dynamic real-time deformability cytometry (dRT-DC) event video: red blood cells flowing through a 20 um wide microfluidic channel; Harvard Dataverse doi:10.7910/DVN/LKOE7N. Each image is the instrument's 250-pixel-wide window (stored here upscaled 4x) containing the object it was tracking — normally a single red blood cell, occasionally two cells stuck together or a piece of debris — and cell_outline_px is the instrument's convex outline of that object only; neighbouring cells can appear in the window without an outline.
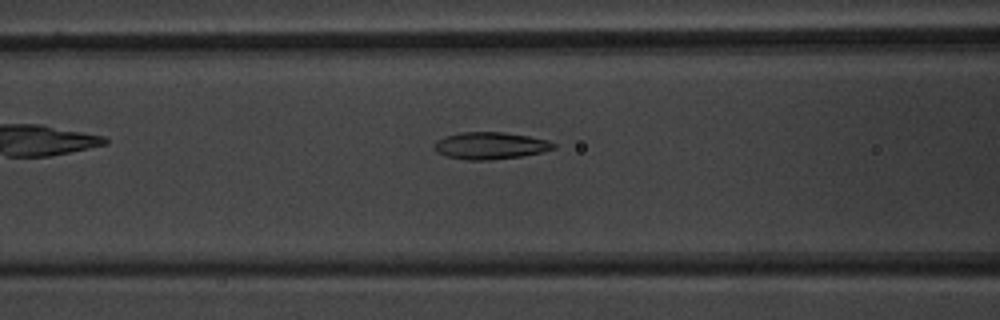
{"species": "common noctule bat (a hibernating species)", "species_latin": "Nyctalus noctula", "temperature_condition": "warm", "stored_images_in_passage": 35, "camera_frame_rate_fps": 3000, "um_per_image_px": 0.085, "animal": {"sex": "male", "body_mass_g": 20.1, "forearm_length_mm": 53.5}, "frame": {"image": 1, "passage_image": 5, "time_ms": 1.333, "image_size_px": [1000, 320], "cell_outline_px": [[556, 148], [540, 152], [520, 156], [488, 160], [468, 160], [448, 156], [436, 152], [432, 148], [432, 144], [436, 140], [444, 136], [460, 132], [504, 132], [528, 136], [548, 140], [556, 144]], "centroid_in_image_um": [41.62, 12.37], "position_along_channel_um": 125.0, "area_um2": 18.84}}
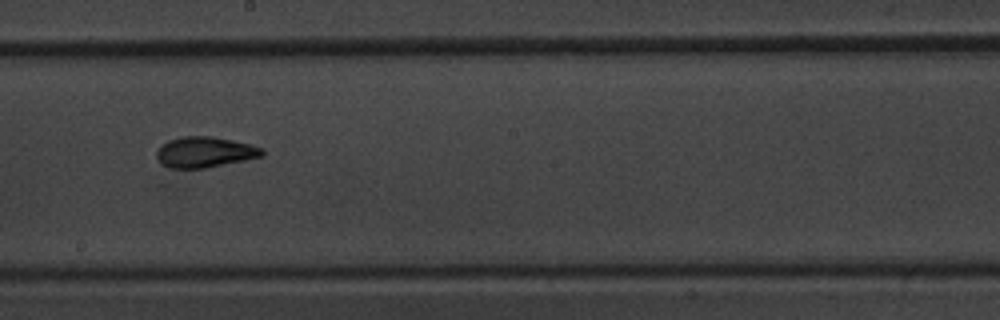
{"frame": {"image": 2, "passage_image": 13, "time_ms": 4.0, "image_size_px": [1000, 320], "cell_outline_px": [[264, 156], [204, 168], [172, 168], [160, 164], [156, 156], [156, 152], [168, 140], [180, 136], [212, 136], [232, 140], [264, 148]], "centroid_in_image_um": [17.4, 12.92], "position_along_channel_um": 230.8, "area_um2": 18.79}}
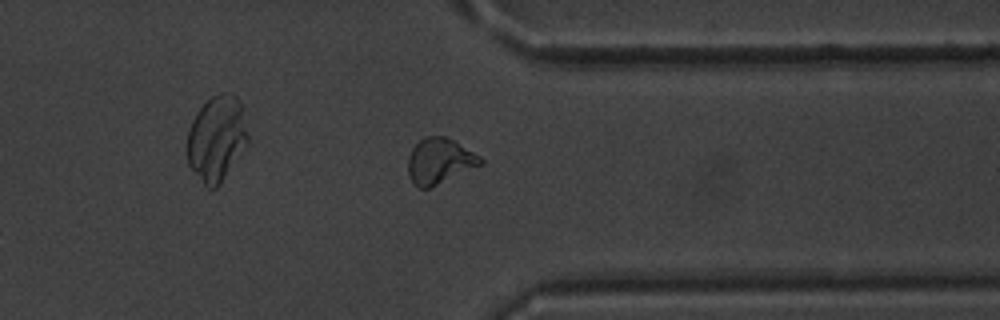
{"frame": {"image": 3, "passage_image": 24, "time_ms": 7.667, "image_size_px": [1000, 320], "cell_outline_px": [[484, 164], [428, 188], [420, 188], [412, 184], [408, 176], [408, 156], [412, 148], [424, 136], [444, 136], [452, 140], [480, 156], [484, 160]], "centroid_in_image_um": [37.34, 13.7], "position_along_channel_um": 374.1, "area_um2": 19.19}, "authors_computed_cell_mechanics": {"area_um2": 18.496, "velocity_mm_per_s": 3.973, "shape_relaxation_time_tau1_ms": 4.5191, "shape_relaxation_time_tau2_ms": 1.7557, "deformation_change_tau1": 0.1872, "deformation_change_tau2": 0.0691}}